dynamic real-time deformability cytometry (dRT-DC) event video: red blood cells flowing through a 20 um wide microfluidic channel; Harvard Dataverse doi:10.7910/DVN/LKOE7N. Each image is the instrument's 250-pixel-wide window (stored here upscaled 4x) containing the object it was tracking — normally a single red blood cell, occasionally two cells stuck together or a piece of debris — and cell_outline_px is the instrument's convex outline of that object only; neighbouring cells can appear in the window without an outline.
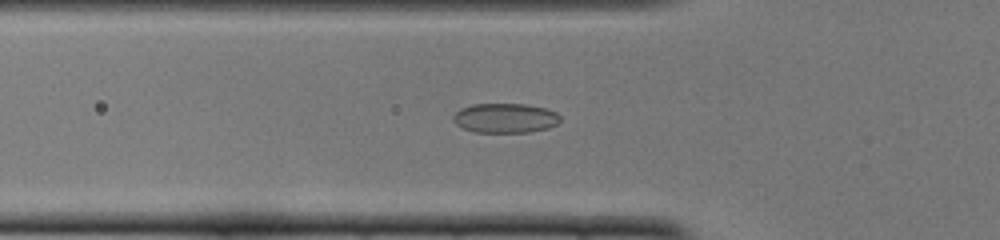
{"species": "common noctule bat (a hibernating species)", "species_latin": "Nyctalus noctula", "temperature_condition": "cold", "stored_images_in_passage": 51, "camera_frame_rate_fps": 3000, "um_per_image_px": 0.085, "animal": {"sex": "female", "body_mass_g": 22.0, "forearm_length_mm": 56.7}, "frame": {"image": 1, "passage_image": 17, "time_ms": 5.333, "image_size_px": [1000, 240], "cell_outline_px": [[560, 120], [556, 124], [548, 128], [528, 132], [472, 132], [456, 124], [452, 120], [452, 116], [460, 108], [472, 104], [524, 104], [548, 108], [556, 112], [560, 116]], "centroid_in_image_um": [42.93, 10.03], "position_along_channel_um": 82.9, "area_um2": 18.55}}
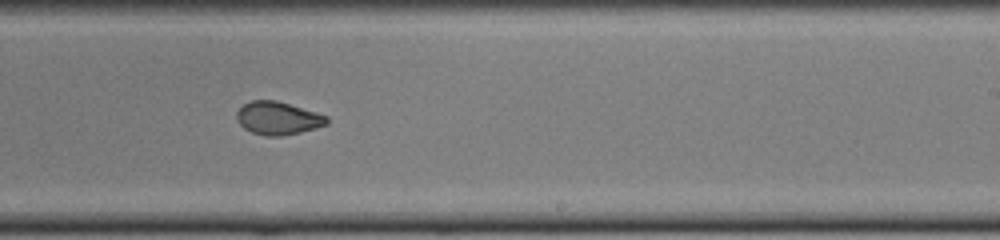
{"frame": {"image": 2, "passage_image": 31, "time_ms": 10.0, "image_size_px": [1000, 240], "cell_outline_px": [[328, 124], [316, 128], [300, 132], [280, 136], [264, 136], [252, 132], [244, 128], [236, 120], [236, 112], [244, 104], [252, 100], [276, 100], [328, 116]], "centroid_in_image_um": [23.61, 10.05], "position_along_channel_um": 265.4, "area_um2": 17.28}}
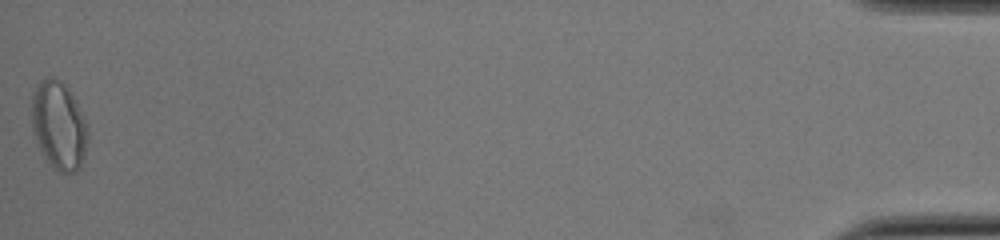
{"frame": {"image": 3, "passage_image": 51, "time_ms": 16.667, "image_size_px": [1000, 240], "cell_outline_px": [[88, 136], [80, 168], [76, 172], [60, 172], [48, 160], [40, 148], [36, 140], [32, 128], [32, 92], [40, 80], [48, 76], [56, 76], [68, 88], [76, 100], [88, 124]], "centroid_in_image_um": [5.01, 10.59], "position_along_channel_um": 430.2, "area_um2": 28.78}, "authors_computed_cell_mechanics": {"area_um2": 18.7272, "velocity_mm_per_s": 3.9166, "shape_relaxation_time_tau1_ms": null, "shape_relaxation_time_tau2_ms": 1.2571, "deformation_change_tau1": null, "deformation_change_tau2": 0.0617}}